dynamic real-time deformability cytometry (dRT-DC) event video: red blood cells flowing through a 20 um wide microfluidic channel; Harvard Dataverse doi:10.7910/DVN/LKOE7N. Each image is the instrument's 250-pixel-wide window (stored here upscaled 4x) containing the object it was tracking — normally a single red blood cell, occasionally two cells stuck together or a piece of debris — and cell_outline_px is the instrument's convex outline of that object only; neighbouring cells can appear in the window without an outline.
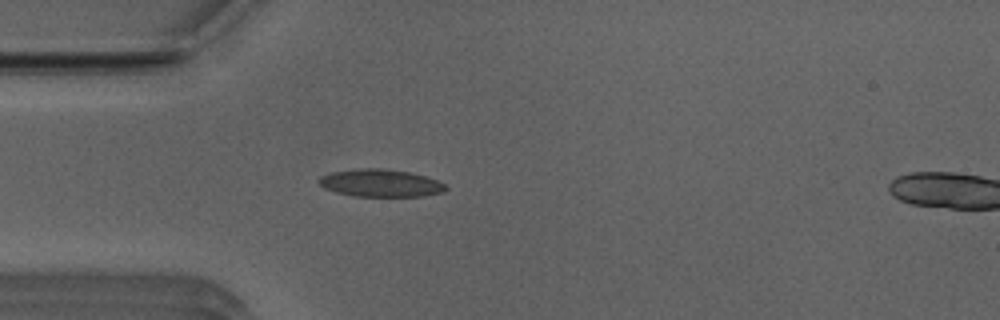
{"species": "Egyptian fruit bat (a non-hibernating species)", "species_latin": "Rousettus aegyptiacus", "temperature_condition": "room temperature", "stored_images_in_passage": 52, "segment_of_instrument_passage": [1, 2], "camera_frame_rate_fps": 3000, "um_per_image_px": 0.085, "animal": {"sex": "male"}, "frame": {"image": 1, "passage_image": 13, "time_ms": 4.0, "image_size_px": [1000, 320], "cell_outline_px": [[448, 188], [444, 192], [424, 196], [352, 196], [336, 192], [324, 188], [316, 180], [320, 176], [332, 172], [360, 168], [380, 168], [408, 172], [424, 176], [436, 180], [444, 184]], "centroid_in_image_um": [32.32, 15.56], "position_along_channel_um": 52.7, "area_um2": 20.29}}
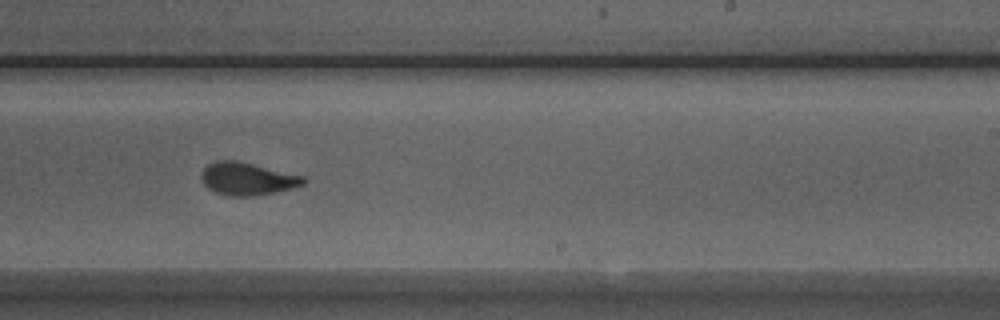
{"frame": {"image": 2, "passage_image": 30, "time_ms": 9.667, "image_size_px": [1000, 320], "cell_outline_px": [[308, 180], [304, 184], [292, 188], [252, 196], [232, 196], [216, 192], [208, 188], [204, 184], [200, 176], [204, 168], [208, 164], [216, 160], [236, 160], [304, 176]], "centroid_in_image_um": [21.01, 15.18], "position_along_channel_um": 268.0, "area_um2": 19.25}}
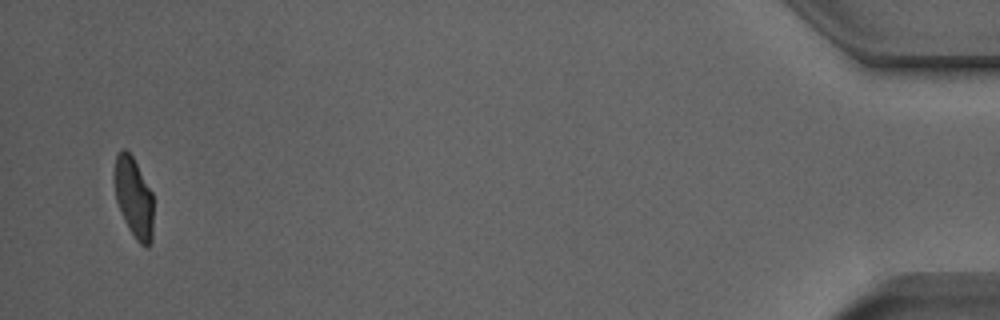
{"frame": {"image": 3, "passage_image": 49, "time_ms": 16.0, "image_size_px": [1000, 320], "cell_outline_px": [[152, 240], [148, 248], [144, 248], [136, 240], [128, 228], [124, 220], [116, 200], [112, 176], [116, 156], [124, 148], [132, 156], [152, 192]], "centroid_in_image_um": [11.34, 16.81], "position_along_channel_um": 423.9, "area_um2": 18.38}}